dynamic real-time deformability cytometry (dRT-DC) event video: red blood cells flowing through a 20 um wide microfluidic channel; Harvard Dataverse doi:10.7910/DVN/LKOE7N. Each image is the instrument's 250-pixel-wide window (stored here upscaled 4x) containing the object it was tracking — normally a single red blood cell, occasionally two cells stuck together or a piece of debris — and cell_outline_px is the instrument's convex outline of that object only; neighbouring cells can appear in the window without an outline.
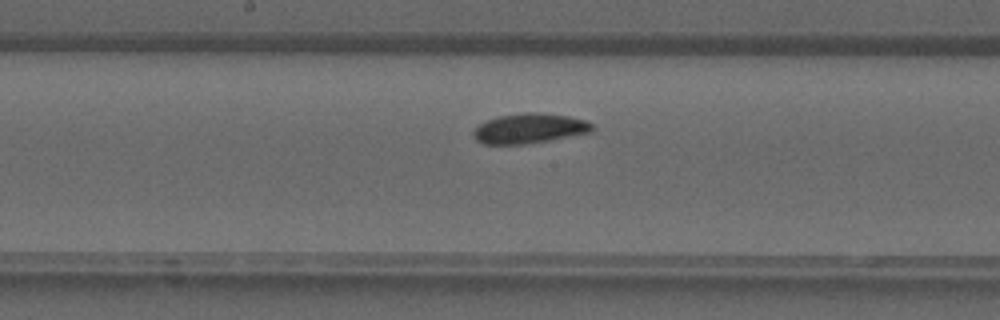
{"species": "common noctule bat (a hibernating species)", "species_latin": "Nyctalus noctula", "temperature_condition": "warm", "stored_images_in_passage": 26, "camera_frame_rate_fps": 3000, "um_per_image_px": 0.085, "animal": {"sex": "male", "forearm_length_mm": 52.5}, "frame": {"image": 1, "passage_image": 9, "time_ms": 2.667, "image_size_px": [1000, 320], "cell_outline_px": [[592, 132], [548, 140], [524, 144], [484, 144], [476, 140], [472, 132], [480, 124], [488, 120], [500, 116], [524, 112], [536, 112], [568, 116], [584, 120], [592, 124]], "centroid_in_image_um": [44.99, 10.91], "position_along_channel_um": 203.2, "area_um2": 20.4}}
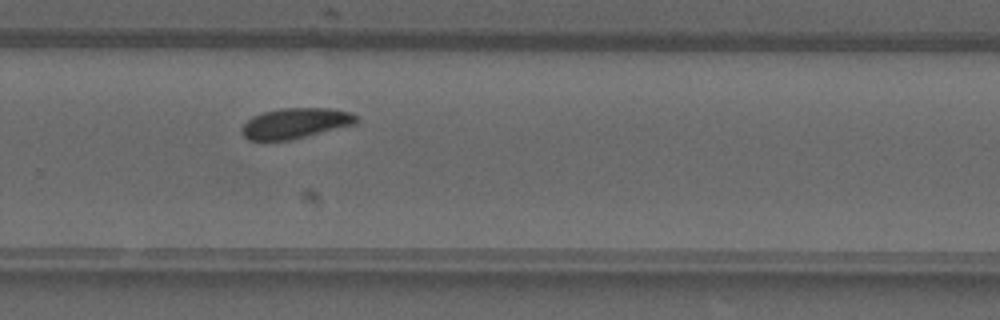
{"frame": {"image": 2, "passage_image": 15, "time_ms": 4.667, "image_size_px": [1000, 320], "cell_outline_px": [[360, 120], [356, 124], [288, 140], [248, 140], [240, 132], [240, 128], [252, 116], [264, 112], [280, 108], [328, 108], [352, 112], [360, 116]], "centroid_in_image_um": [25.14, 10.46], "position_along_channel_um": 304.7, "area_um2": 20.4}}
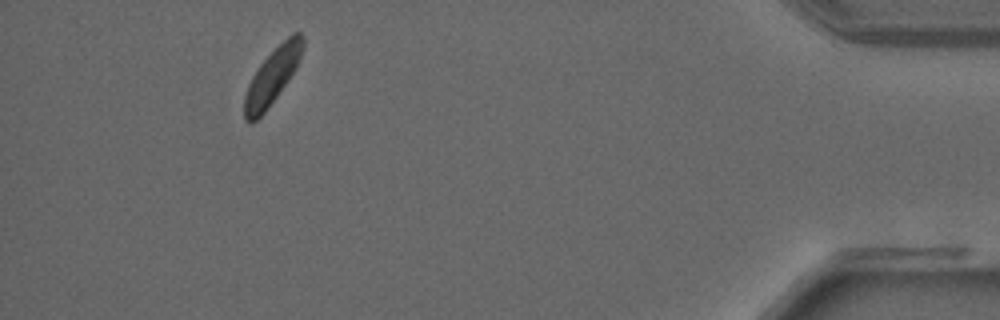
{"frame": {"image": 3, "passage_image": 25, "time_ms": 8.0, "image_size_px": [1000, 320], "cell_outline_px": [[304, 48], [300, 60], [296, 68], [288, 80], [264, 112], [252, 124], [248, 124], [244, 120], [244, 96], [248, 84], [252, 76], [260, 64], [292, 32], [300, 32], [304, 36]], "centroid_in_image_um": [23.15, 6.49], "position_along_channel_um": 412.1, "area_um2": 18.79}}